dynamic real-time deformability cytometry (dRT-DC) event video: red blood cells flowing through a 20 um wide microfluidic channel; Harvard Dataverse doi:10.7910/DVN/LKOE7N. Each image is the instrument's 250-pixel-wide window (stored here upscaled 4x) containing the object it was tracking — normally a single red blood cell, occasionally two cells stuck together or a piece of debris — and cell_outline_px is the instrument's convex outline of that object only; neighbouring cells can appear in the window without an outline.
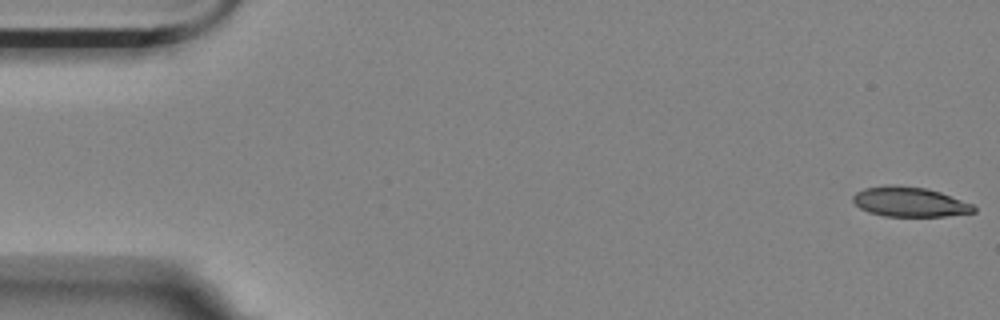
{"species": "Egyptian fruit bat (a non-hibernating species)", "species_latin": "Rousettus aegyptiacus", "temperature_condition": "room temperature", "stored_images_in_passage": 56, "camera_frame_rate_fps": 3000, "um_per_image_px": 0.085, "animal": {"sex": "female"}, "frame": {"image": 1, "passage_image": 1, "time_ms": 0.0, "image_size_px": [1000, 320], "cell_outline_px": [[976, 212], [944, 216], [884, 216], [868, 212], [860, 208], [852, 200], [852, 196], [856, 192], [864, 188], [892, 184], [928, 188], [940, 192], [972, 204], [976, 208]], "centroid_in_image_um": [77.3, 17.15], "position_along_channel_um": 7.7, "area_um2": 20.98}}
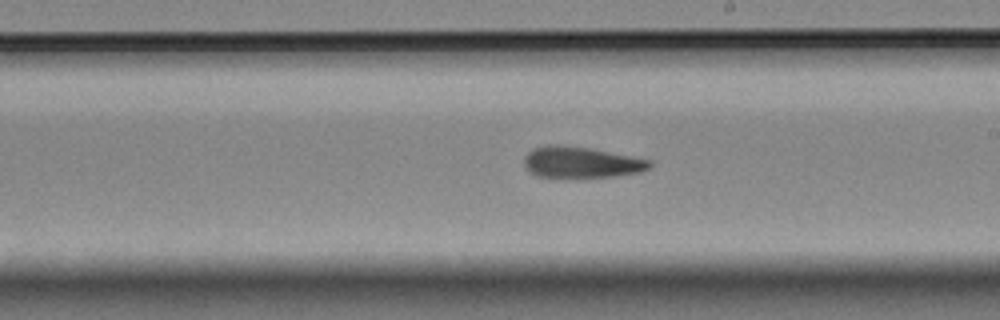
{"frame": {"image": 2, "passage_image": 32, "time_ms": 10.333, "image_size_px": [1000, 320], "cell_outline_px": [[652, 164], [648, 168], [640, 172], [612, 176], [580, 180], [536, 176], [524, 164], [524, 156], [532, 148], [548, 144], [560, 144], [588, 148], [632, 156], [652, 160]], "centroid_in_image_um": [49.37, 13.82], "position_along_channel_um": 239.6, "area_um2": 23.47}}
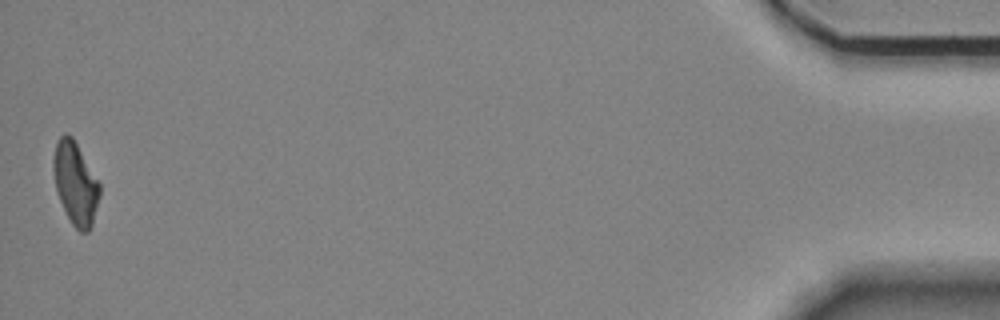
{"frame": {"image": 3, "passage_image": 56, "time_ms": 18.333, "image_size_px": [1000, 320], "cell_outline_px": [[100, 196], [92, 228], [88, 232], [80, 232], [72, 224], [60, 200], [56, 188], [52, 168], [52, 160], [56, 140], [64, 132], [68, 132], [72, 136], [100, 184]], "centroid_in_image_um": [6.41, 15.57], "position_along_channel_um": 428.8, "area_um2": 22.37}, "authors_computed_cell_mechanics": {"area_um2": 22.8021, "velocity_mm_per_s": 3.5143, "shape_relaxation_time_tau1_ms": 8.0012, "shape_relaxation_time_tau2_ms": 4.8272, "deformation_change_tau1": 0.1681, "deformation_change_tau2": 0.1396}}